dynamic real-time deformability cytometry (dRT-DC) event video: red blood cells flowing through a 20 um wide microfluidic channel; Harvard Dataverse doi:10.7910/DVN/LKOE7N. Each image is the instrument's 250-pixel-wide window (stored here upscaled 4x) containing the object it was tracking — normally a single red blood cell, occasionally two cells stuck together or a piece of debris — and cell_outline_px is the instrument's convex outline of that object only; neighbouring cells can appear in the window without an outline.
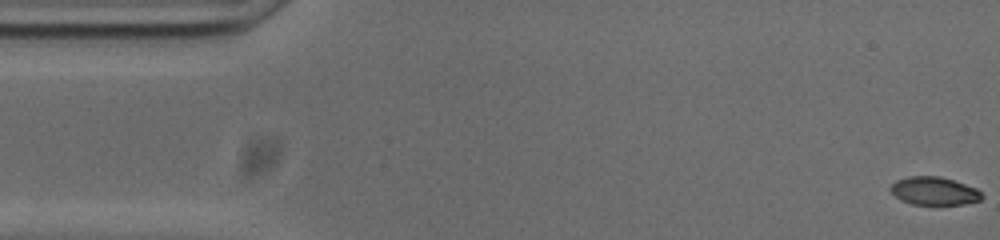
{"species": "common noctule bat (a hibernating species)", "species_latin": "Nyctalus noctula", "temperature_condition": "cold", "stored_images_in_passage": 54, "camera_frame_rate_fps": 3000, "um_per_image_px": 0.085, "animal": {"sex": "male", "body_mass_g": 20.0, "forearm_length_mm": 53.3}, "frame": {"image": 1, "passage_image": 1, "time_ms": 0.0, "image_size_px": [1000, 240], "cell_outline_px": [[984, 196], [980, 200], [964, 204], [912, 204], [900, 200], [888, 188], [896, 180], [908, 176], [940, 176], [976, 188]], "centroid_in_image_um": [79.38, 16.23], "position_along_channel_um": 5.6, "area_um2": 14.85}}
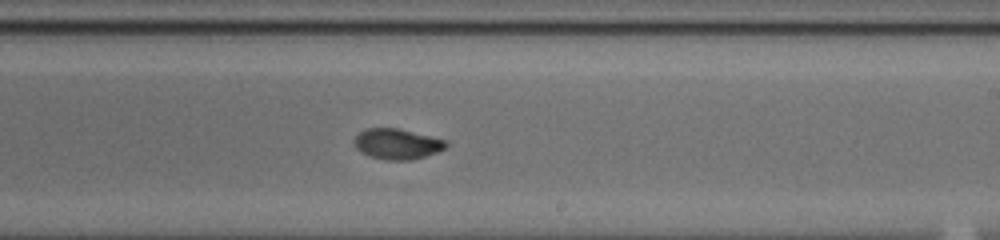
{"frame": {"image": 2, "passage_image": 31, "time_ms": 10.0, "image_size_px": [1000, 240], "cell_outline_px": [[448, 144], [444, 148], [436, 152], [424, 156], [408, 160], [384, 160], [368, 156], [360, 152], [356, 148], [356, 136], [364, 128], [400, 128], [448, 140]], "centroid_in_image_um": [33.76, 12.22], "position_along_channel_um": 255.2, "area_um2": 16.36}}
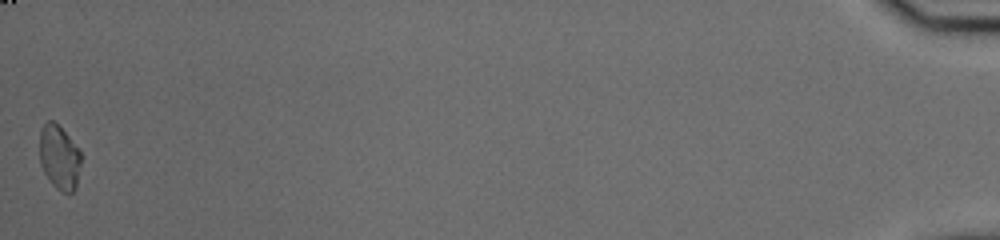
{"frame": {"image": 3, "passage_image": 54, "time_ms": 17.667, "image_size_px": [1000, 240], "cell_outline_px": [[80, 164], [76, 184], [72, 192], [60, 192], [52, 184], [44, 172], [40, 164], [40, 132], [44, 124], [48, 120], [52, 120], [68, 136], [80, 152]], "centroid_in_image_um": [5.01, 13.38], "position_along_channel_um": 430.2, "area_um2": 15.14}, "authors_computed_cell_mechanics": {"area_um2": 16.0395, "velocity_mm_per_s": 3.7299, "shape_relaxation_time_tau1_ms": 6.2959, "shape_relaxation_time_tau2_ms": 1.1146, "deformation_change_tau1": 0.216, "deformation_change_tau2": 0.0397}}